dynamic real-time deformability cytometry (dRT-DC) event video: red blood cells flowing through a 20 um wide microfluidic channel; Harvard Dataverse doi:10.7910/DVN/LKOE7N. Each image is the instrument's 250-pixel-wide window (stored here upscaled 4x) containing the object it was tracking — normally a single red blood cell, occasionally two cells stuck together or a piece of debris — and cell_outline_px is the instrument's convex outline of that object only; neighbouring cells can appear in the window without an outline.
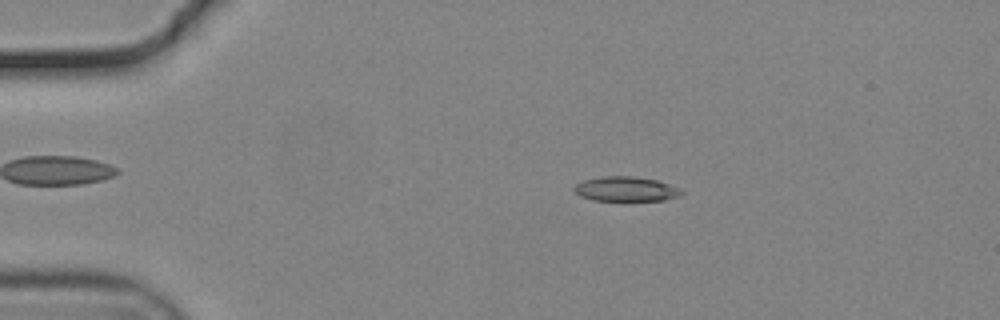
{"species": "common noctule bat (a hibernating species)", "species_latin": "Nyctalus noctula", "temperature_condition": "cold", "stored_images_in_passage": 54, "camera_frame_rate_fps": 3000, "um_per_image_px": 0.085, "animal": {"sex": "male", "body_mass_g": 19.2, "forearm_length_mm": 51.8}, "frame": {"image": 1, "passage_image": 10, "time_ms": 3.0, "image_size_px": [1000, 320], "cell_outline_px": [[684, 192], [680, 196], [664, 200], [592, 200], [580, 196], [572, 188], [576, 184], [584, 180], [604, 176], [632, 176], [656, 180], [680, 188]], "centroid_in_image_um": [53.2, 16.06], "position_along_channel_um": 31.8, "area_um2": 15.32}}
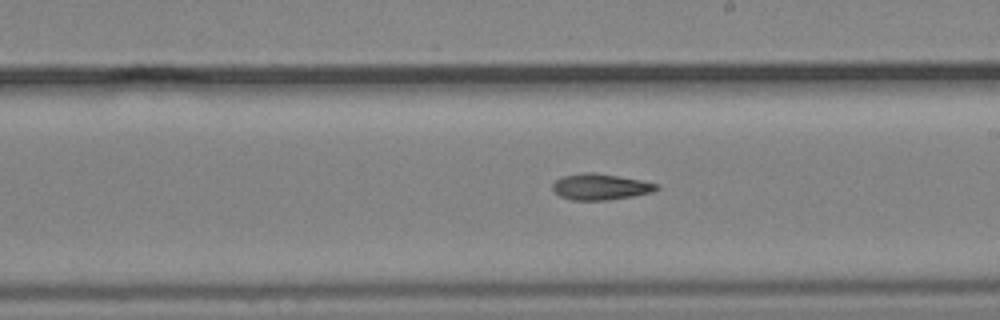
{"frame": {"image": 2, "passage_image": 31, "time_ms": 10.0, "image_size_px": [1000, 320], "cell_outline_px": [[660, 188], [652, 192], [632, 196], [608, 200], [572, 200], [560, 196], [552, 188], [552, 184], [560, 176], [584, 172], [592, 172], [620, 176], [660, 184]], "centroid_in_image_um": [51.04, 15.87], "position_along_channel_um": 238.0, "area_um2": 15.9}}
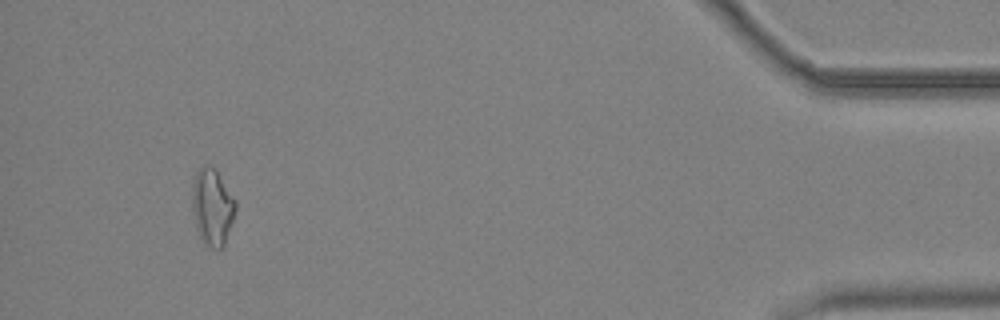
{"frame": {"image": 3, "passage_image": 51, "time_ms": 16.667, "image_size_px": [1000, 320], "cell_outline_px": [[236, 208], [224, 244], [220, 248], [212, 248], [204, 244], [200, 240], [196, 228], [192, 208], [192, 184], [196, 172], [204, 164], [208, 164], [216, 168], [236, 200]], "centroid_in_image_um": [18.03, 17.55], "position_along_channel_um": 417.2, "area_um2": 19.54}, "authors_computed_cell_mechanics": {"area_um2": 15.9239, "velocity_mm_per_s": 3.7166, "shape_relaxation_time_tau1_ms": null, "shape_relaxation_time_tau2_ms": 8.6054, "deformation_change_tau1": null, "deformation_change_tau2": 0.2066}}